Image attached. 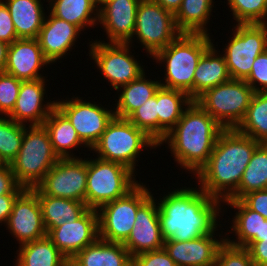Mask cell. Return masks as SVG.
<instances>
[{"label": "cell", "mask_w": 267, "mask_h": 266, "mask_svg": "<svg viewBox=\"0 0 267 266\" xmlns=\"http://www.w3.org/2000/svg\"><path fill=\"white\" fill-rule=\"evenodd\" d=\"M159 200L157 203L164 240H192L213 233L218 226H222L217 220L224 206L199 187L175 188Z\"/></svg>", "instance_id": "cell-1"}, {"label": "cell", "mask_w": 267, "mask_h": 266, "mask_svg": "<svg viewBox=\"0 0 267 266\" xmlns=\"http://www.w3.org/2000/svg\"><path fill=\"white\" fill-rule=\"evenodd\" d=\"M260 144L236 129H224L217 138L208 162L198 171L199 188L222 203L238 200L241 182L253 152Z\"/></svg>", "instance_id": "cell-2"}, {"label": "cell", "mask_w": 267, "mask_h": 266, "mask_svg": "<svg viewBox=\"0 0 267 266\" xmlns=\"http://www.w3.org/2000/svg\"><path fill=\"white\" fill-rule=\"evenodd\" d=\"M223 130L196 101H192L158 146L167 144L174 161L186 172L196 175L208 162Z\"/></svg>", "instance_id": "cell-3"}, {"label": "cell", "mask_w": 267, "mask_h": 266, "mask_svg": "<svg viewBox=\"0 0 267 266\" xmlns=\"http://www.w3.org/2000/svg\"><path fill=\"white\" fill-rule=\"evenodd\" d=\"M210 35L181 34L177 39L158 51L152 59L164 64L162 87L186 92L193 100L194 72L201 56L213 43Z\"/></svg>", "instance_id": "cell-4"}, {"label": "cell", "mask_w": 267, "mask_h": 266, "mask_svg": "<svg viewBox=\"0 0 267 266\" xmlns=\"http://www.w3.org/2000/svg\"><path fill=\"white\" fill-rule=\"evenodd\" d=\"M24 125L21 148L10 163L17 183L28 189L36 187L60 159L54 152L44 125Z\"/></svg>", "instance_id": "cell-5"}, {"label": "cell", "mask_w": 267, "mask_h": 266, "mask_svg": "<svg viewBox=\"0 0 267 266\" xmlns=\"http://www.w3.org/2000/svg\"><path fill=\"white\" fill-rule=\"evenodd\" d=\"M147 147L156 149L159 146L128 119L114 116L91 151L98 153V158L122 164L136 174L140 154Z\"/></svg>", "instance_id": "cell-6"}, {"label": "cell", "mask_w": 267, "mask_h": 266, "mask_svg": "<svg viewBox=\"0 0 267 266\" xmlns=\"http://www.w3.org/2000/svg\"><path fill=\"white\" fill-rule=\"evenodd\" d=\"M87 158L85 204L98 209L103 204L125 196L137 184L136 175L126 166L95 157Z\"/></svg>", "instance_id": "cell-7"}, {"label": "cell", "mask_w": 267, "mask_h": 266, "mask_svg": "<svg viewBox=\"0 0 267 266\" xmlns=\"http://www.w3.org/2000/svg\"><path fill=\"white\" fill-rule=\"evenodd\" d=\"M254 93L244 80L231 79L205 91L195 101L224 129H236Z\"/></svg>", "instance_id": "cell-8"}, {"label": "cell", "mask_w": 267, "mask_h": 266, "mask_svg": "<svg viewBox=\"0 0 267 266\" xmlns=\"http://www.w3.org/2000/svg\"><path fill=\"white\" fill-rule=\"evenodd\" d=\"M141 181L125 196L107 202L97 209L99 238L123 243L133 229L138 208L152 195Z\"/></svg>", "instance_id": "cell-9"}, {"label": "cell", "mask_w": 267, "mask_h": 266, "mask_svg": "<svg viewBox=\"0 0 267 266\" xmlns=\"http://www.w3.org/2000/svg\"><path fill=\"white\" fill-rule=\"evenodd\" d=\"M181 34L172 12L152 0H141L136 11L135 30L127 43L132 46L136 38L145 48L147 57L152 58Z\"/></svg>", "instance_id": "cell-10"}, {"label": "cell", "mask_w": 267, "mask_h": 266, "mask_svg": "<svg viewBox=\"0 0 267 266\" xmlns=\"http://www.w3.org/2000/svg\"><path fill=\"white\" fill-rule=\"evenodd\" d=\"M223 56L232 79L245 80L257 56L267 49V24H235Z\"/></svg>", "instance_id": "cell-11"}, {"label": "cell", "mask_w": 267, "mask_h": 266, "mask_svg": "<svg viewBox=\"0 0 267 266\" xmlns=\"http://www.w3.org/2000/svg\"><path fill=\"white\" fill-rule=\"evenodd\" d=\"M131 47L128 43H108L97 39L89 42L90 60H94L97 69L104 76L103 79L115 90L145 72L140 61L131 55Z\"/></svg>", "instance_id": "cell-12"}, {"label": "cell", "mask_w": 267, "mask_h": 266, "mask_svg": "<svg viewBox=\"0 0 267 266\" xmlns=\"http://www.w3.org/2000/svg\"><path fill=\"white\" fill-rule=\"evenodd\" d=\"M95 101H85L74 96L60 101L56 107L68 118L80 139L90 148L99 141L108 123L113 119L114 109H107Z\"/></svg>", "instance_id": "cell-13"}, {"label": "cell", "mask_w": 267, "mask_h": 266, "mask_svg": "<svg viewBox=\"0 0 267 266\" xmlns=\"http://www.w3.org/2000/svg\"><path fill=\"white\" fill-rule=\"evenodd\" d=\"M36 187L44 195L85 203L87 158H60Z\"/></svg>", "instance_id": "cell-14"}, {"label": "cell", "mask_w": 267, "mask_h": 266, "mask_svg": "<svg viewBox=\"0 0 267 266\" xmlns=\"http://www.w3.org/2000/svg\"><path fill=\"white\" fill-rule=\"evenodd\" d=\"M6 230L19 242V246L47 236L37 193L25 188L15 199Z\"/></svg>", "instance_id": "cell-15"}, {"label": "cell", "mask_w": 267, "mask_h": 266, "mask_svg": "<svg viewBox=\"0 0 267 266\" xmlns=\"http://www.w3.org/2000/svg\"><path fill=\"white\" fill-rule=\"evenodd\" d=\"M47 237L68 260H71L99 238L97 210L89 208L79 219L50 229Z\"/></svg>", "instance_id": "cell-16"}, {"label": "cell", "mask_w": 267, "mask_h": 266, "mask_svg": "<svg viewBox=\"0 0 267 266\" xmlns=\"http://www.w3.org/2000/svg\"><path fill=\"white\" fill-rule=\"evenodd\" d=\"M153 194L138 208L133 229L122 243L131 256L164 247L159 207Z\"/></svg>", "instance_id": "cell-17"}, {"label": "cell", "mask_w": 267, "mask_h": 266, "mask_svg": "<svg viewBox=\"0 0 267 266\" xmlns=\"http://www.w3.org/2000/svg\"><path fill=\"white\" fill-rule=\"evenodd\" d=\"M46 78L21 82L16 104L8 117L27 126L43 125L50 112L56 107V101H44ZM45 102V103H44Z\"/></svg>", "instance_id": "cell-18"}, {"label": "cell", "mask_w": 267, "mask_h": 266, "mask_svg": "<svg viewBox=\"0 0 267 266\" xmlns=\"http://www.w3.org/2000/svg\"><path fill=\"white\" fill-rule=\"evenodd\" d=\"M215 235L214 231L187 241L167 239L163 248L176 266H215L218 249L225 242V236L219 234L217 239Z\"/></svg>", "instance_id": "cell-19"}, {"label": "cell", "mask_w": 267, "mask_h": 266, "mask_svg": "<svg viewBox=\"0 0 267 266\" xmlns=\"http://www.w3.org/2000/svg\"><path fill=\"white\" fill-rule=\"evenodd\" d=\"M51 65L45 58L37 38H18L9 45L4 72L22 81L45 78L40 73Z\"/></svg>", "instance_id": "cell-20"}, {"label": "cell", "mask_w": 267, "mask_h": 266, "mask_svg": "<svg viewBox=\"0 0 267 266\" xmlns=\"http://www.w3.org/2000/svg\"><path fill=\"white\" fill-rule=\"evenodd\" d=\"M140 1L108 0L99 7L98 24H102L108 43H127L132 38Z\"/></svg>", "instance_id": "cell-21"}, {"label": "cell", "mask_w": 267, "mask_h": 266, "mask_svg": "<svg viewBox=\"0 0 267 266\" xmlns=\"http://www.w3.org/2000/svg\"><path fill=\"white\" fill-rule=\"evenodd\" d=\"M81 29L65 20L53 16L45 17L37 40L45 58L52 64L68 55L72 51L77 38H80ZM67 53V54H66Z\"/></svg>", "instance_id": "cell-22"}, {"label": "cell", "mask_w": 267, "mask_h": 266, "mask_svg": "<svg viewBox=\"0 0 267 266\" xmlns=\"http://www.w3.org/2000/svg\"><path fill=\"white\" fill-rule=\"evenodd\" d=\"M69 266H132V256L122 243L98 238L69 260Z\"/></svg>", "instance_id": "cell-23"}, {"label": "cell", "mask_w": 267, "mask_h": 266, "mask_svg": "<svg viewBox=\"0 0 267 266\" xmlns=\"http://www.w3.org/2000/svg\"><path fill=\"white\" fill-rule=\"evenodd\" d=\"M212 43L201 56L194 72L193 101L205 91L231 80L223 54Z\"/></svg>", "instance_id": "cell-24"}, {"label": "cell", "mask_w": 267, "mask_h": 266, "mask_svg": "<svg viewBox=\"0 0 267 266\" xmlns=\"http://www.w3.org/2000/svg\"><path fill=\"white\" fill-rule=\"evenodd\" d=\"M54 152L59 158H77L72 152L79 146L91 150L79 137L68 118L55 107L44 121ZM72 151V152H71Z\"/></svg>", "instance_id": "cell-25"}, {"label": "cell", "mask_w": 267, "mask_h": 266, "mask_svg": "<svg viewBox=\"0 0 267 266\" xmlns=\"http://www.w3.org/2000/svg\"><path fill=\"white\" fill-rule=\"evenodd\" d=\"M18 38H37L46 14L41 0H2Z\"/></svg>", "instance_id": "cell-26"}, {"label": "cell", "mask_w": 267, "mask_h": 266, "mask_svg": "<svg viewBox=\"0 0 267 266\" xmlns=\"http://www.w3.org/2000/svg\"><path fill=\"white\" fill-rule=\"evenodd\" d=\"M32 189L37 193L40 202L46 232L79 219L89 209L84 202L44 195L37 187Z\"/></svg>", "instance_id": "cell-27"}, {"label": "cell", "mask_w": 267, "mask_h": 266, "mask_svg": "<svg viewBox=\"0 0 267 266\" xmlns=\"http://www.w3.org/2000/svg\"><path fill=\"white\" fill-rule=\"evenodd\" d=\"M234 208L236 213L232 218V226L229 227V234L234 233L236 239L231 240L225 232V241L236 247H245L254 237H261L262 221L264 216L249 209L241 200H226L223 204ZM231 232V233H230ZM227 233V234H226Z\"/></svg>", "instance_id": "cell-28"}, {"label": "cell", "mask_w": 267, "mask_h": 266, "mask_svg": "<svg viewBox=\"0 0 267 266\" xmlns=\"http://www.w3.org/2000/svg\"><path fill=\"white\" fill-rule=\"evenodd\" d=\"M145 72L137 79L121 86L118 90V100L114 107L115 117L127 119L136 109L143 105L146 100L153 97L159 89L160 81L146 79ZM119 91V92H118Z\"/></svg>", "instance_id": "cell-29"}, {"label": "cell", "mask_w": 267, "mask_h": 266, "mask_svg": "<svg viewBox=\"0 0 267 266\" xmlns=\"http://www.w3.org/2000/svg\"><path fill=\"white\" fill-rule=\"evenodd\" d=\"M192 101L190 96L184 91L159 87L157 90L159 144L174 128Z\"/></svg>", "instance_id": "cell-30"}, {"label": "cell", "mask_w": 267, "mask_h": 266, "mask_svg": "<svg viewBox=\"0 0 267 266\" xmlns=\"http://www.w3.org/2000/svg\"><path fill=\"white\" fill-rule=\"evenodd\" d=\"M46 2H49L47 10L53 16L79 27L82 31L98 25L99 7L93 0H47Z\"/></svg>", "instance_id": "cell-31"}, {"label": "cell", "mask_w": 267, "mask_h": 266, "mask_svg": "<svg viewBox=\"0 0 267 266\" xmlns=\"http://www.w3.org/2000/svg\"><path fill=\"white\" fill-rule=\"evenodd\" d=\"M16 251L15 266H69V260L47 236L23 244Z\"/></svg>", "instance_id": "cell-32"}, {"label": "cell", "mask_w": 267, "mask_h": 266, "mask_svg": "<svg viewBox=\"0 0 267 266\" xmlns=\"http://www.w3.org/2000/svg\"><path fill=\"white\" fill-rule=\"evenodd\" d=\"M213 0H182L180 8L174 14L176 26L182 34H205L212 15Z\"/></svg>", "instance_id": "cell-33"}, {"label": "cell", "mask_w": 267, "mask_h": 266, "mask_svg": "<svg viewBox=\"0 0 267 266\" xmlns=\"http://www.w3.org/2000/svg\"><path fill=\"white\" fill-rule=\"evenodd\" d=\"M236 130L260 143H267V92H255Z\"/></svg>", "instance_id": "cell-34"}, {"label": "cell", "mask_w": 267, "mask_h": 266, "mask_svg": "<svg viewBox=\"0 0 267 266\" xmlns=\"http://www.w3.org/2000/svg\"><path fill=\"white\" fill-rule=\"evenodd\" d=\"M263 189H267V143H260L253 152L238 186V200Z\"/></svg>", "instance_id": "cell-35"}, {"label": "cell", "mask_w": 267, "mask_h": 266, "mask_svg": "<svg viewBox=\"0 0 267 266\" xmlns=\"http://www.w3.org/2000/svg\"><path fill=\"white\" fill-rule=\"evenodd\" d=\"M24 135V124L0 116V162L10 164L19 153Z\"/></svg>", "instance_id": "cell-36"}, {"label": "cell", "mask_w": 267, "mask_h": 266, "mask_svg": "<svg viewBox=\"0 0 267 266\" xmlns=\"http://www.w3.org/2000/svg\"><path fill=\"white\" fill-rule=\"evenodd\" d=\"M237 24H267V0H227Z\"/></svg>", "instance_id": "cell-37"}, {"label": "cell", "mask_w": 267, "mask_h": 266, "mask_svg": "<svg viewBox=\"0 0 267 266\" xmlns=\"http://www.w3.org/2000/svg\"><path fill=\"white\" fill-rule=\"evenodd\" d=\"M133 125L144 131L159 145V117L157 109V91L155 95L136 109L128 118Z\"/></svg>", "instance_id": "cell-38"}, {"label": "cell", "mask_w": 267, "mask_h": 266, "mask_svg": "<svg viewBox=\"0 0 267 266\" xmlns=\"http://www.w3.org/2000/svg\"><path fill=\"white\" fill-rule=\"evenodd\" d=\"M22 80L0 71V116H8L15 107Z\"/></svg>", "instance_id": "cell-39"}, {"label": "cell", "mask_w": 267, "mask_h": 266, "mask_svg": "<svg viewBox=\"0 0 267 266\" xmlns=\"http://www.w3.org/2000/svg\"><path fill=\"white\" fill-rule=\"evenodd\" d=\"M215 266H254V263L246 248L225 241L218 249Z\"/></svg>", "instance_id": "cell-40"}, {"label": "cell", "mask_w": 267, "mask_h": 266, "mask_svg": "<svg viewBox=\"0 0 267 266\" xmlns=\"http://www.w3.org/2000/svg\"><path fill=\"white\" fill-rule=\"evenodd\" d=\"M244 81L255 92H267V49L257 56L249 76Z\"/></svg>", "instance_id": "cell-41"}, {"label": "cell", "mask_w": 267, "mask_h": 266, "mask_svg": "<svg viewBox=\"0 0 267 266\" xmlns=\"http://www.w3.org/2000/svg\"><path fill=\"white\" fill-rule=\"evenodd\" d=\"M132 266H176L164 248L147 251L132 257Z\"/></svg>", "instance_id": "cell-42"}, {"label": "cell", "mask_w": 267, "mask_h": 266, "mask_svg": "<svg viewBox=\"0 0 267 266\" xmlns=\"http://www.w3.org/2000/svg\"><path fill=\"white\" fill-rule=\"evenodd\" d=\"M18 39L6 4L0 0V40L11 44Z\"/></svg>", "instance_id": "cell-43"}, {"label": "cell", "mask_w": 267, "mask_h": 266, "mask_svg": "<svg viewBox=\"0 0 267 266\" xmlns=\"http://www.w3.org/2000/svg\"><path fill=\"white\" fill-rule=\"evenodd\" d=\"M24 189L17 183L10 164H2L0 166V196L20 194Z\"/></svg>", "instance_id": "cell-44"}, {"label": "cell", "mask_w": 267, "mask_h": 266, "mask_svg": "<svg viewBox=\"0 0 267 266\" xmlns=\"http://www.w3.org/2000/svg\"><path fill=\"white\" fill-rule=\"evenodd\" d=\"M244 248L248 250L254 266H267V237H254Z\"/></svg>", "instance_id": "cell-45"}, {"label": "cell", "mask_w": 267, "mask_h": 266, "mask_svg": "<svg viewBox=\"0 0 267 266\" xmlns=\"http://www.w3.org/2000/svg\"><path fill=\"white\" fill-rule=\"evenodd\" d=\"M249 209L267 219V189L252 191L240 199Z\"/></svg>", "instance_id": "cell-46"}, {"label": "cell", "mask_w": 267, "mask_h": 266, "mask_svg": "<svg viewBox=\"0 0 267 266\" xmlns=\"http://www.w3.org/2000/svg\"><path fill=\"white\" fill-rule=\"evenodd\" d=\"M19 194H5L0 196V224H6L12 211V206Z\"/></svg>", "instance_id": "cell-47"}, {"label": "cell", "mask_w": 267, "mask_h": 266, "mask_svg": "<svg viewBox=\"0 0 267 266\" xmlns=\"http://www.w3.org/2000/svg\"><path fill=\"white\" fill-rule=\"evenodd\" d=\"M152 1L159 4L163 9L172 12L173 14L177 12L182 3V0H152Z\"/></svg>", "instance_id": "cell-48"}, {"label": "cell", "mask_w": 267, "mask_h": 266, "mask_svg": "<svg viewBox=\"0 0 267 266\" xmlns=\"http://www.w3.org/2000/svg\"><path fill=\"white\" fill-rule=\"evenodd\" d=\"M9 45L0 40V71H4L7 63Z\"/></svg>", "instance_id": "cell-49"}, {"label": "cell", "mask_w": 267, "mask_h": 266, "mask_svg": "<svg viewBox=\"0 0 267 266\" xmlns=\"http://www.w3.org/2000/svg\"><path fill=\"white\" fill-rule=\"evenodd\" d=\"M261 237H267V219L262 221Z\"/></svg>", "instance_id": "cell-50"}, {"label": "cell", "mask_w": 267, "mask_h": 266, "mask_svg": "<svg viewBox=\"0 0 267 266\" xmlns=\"http://www.w3.org/2000/svg\"><path fill=\"white\" fill-rule=\"evenodd\" d=\"M95 2V4L100 7L102 6L105 2H107L108 0H93Z\"/></svg>", "instance_id": "cell-51"}]
</instances>
